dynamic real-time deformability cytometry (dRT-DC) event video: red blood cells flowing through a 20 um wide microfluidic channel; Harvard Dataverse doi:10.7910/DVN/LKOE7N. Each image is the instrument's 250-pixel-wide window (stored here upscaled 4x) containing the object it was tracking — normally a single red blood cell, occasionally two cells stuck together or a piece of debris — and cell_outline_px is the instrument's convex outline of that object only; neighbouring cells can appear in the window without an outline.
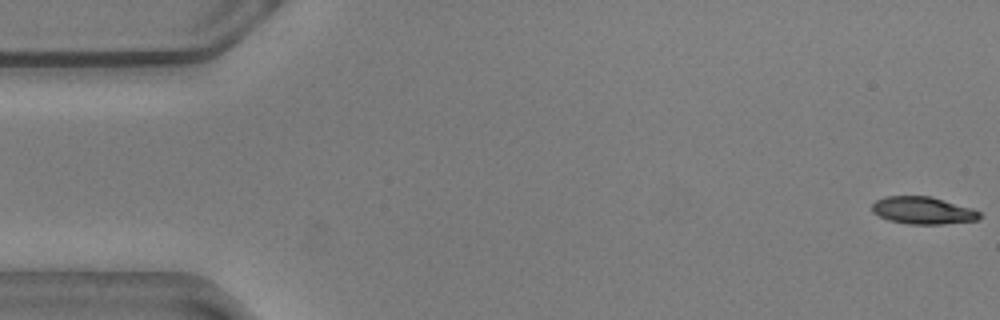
{"species": "common noctule bat (a hibernating species)", "species_latin": "Nyctalus noctula", "temperature_condition": "warm", "stored_images_in_passage": 56, "camera_frame_rate_fps": 3000, "um_per_image_px": 0.085, "animal": {"sex": "male", "body_mass_g": 20.5, "forearm_length_mm": 52.5}, "frame": {"image": 1, "passage_image": 1, "time_ms": 0.0, "image_size_px": [1000, 320], "cell_outline_px": [[980, 216], [976, 220], [944, 224], [908, 224], [888, 220], [872, 212], [872, 204], [876, 200], [884, 196], [928, 196], [972, 208], [980, 212]], "centroid_in_image_um": [78.41, 17.89], "position_along_channel_um": 6.6, "area_um2": 16.99}}
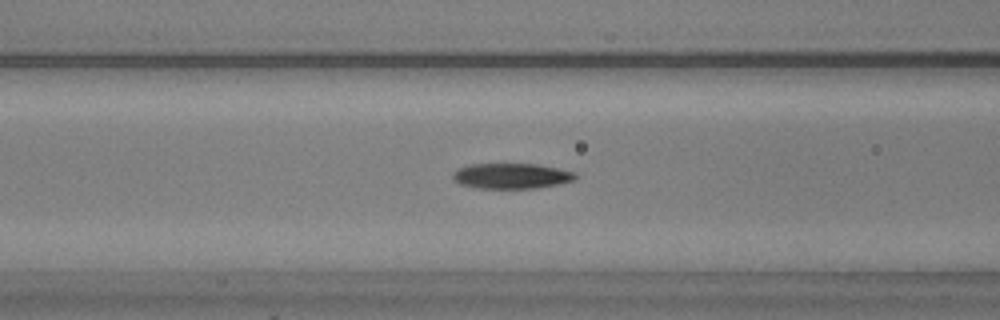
{"frame": {"image": 2, "passage_image": 22, "time_ms": 7.0, "image_size_px": [1000, 320], "cell_outline_px": [[576, 180], [560, 184], [536, 188], [476, 188], [460, 184], [452, 180], [452, 172], [460, 168], [472, 164], [536, 164], [560, 168], [576, 172]], "centroid_in_image_um": [43.49, 14.96], "position_along_channel_um": 123.1, "area_um2": 18.32}}
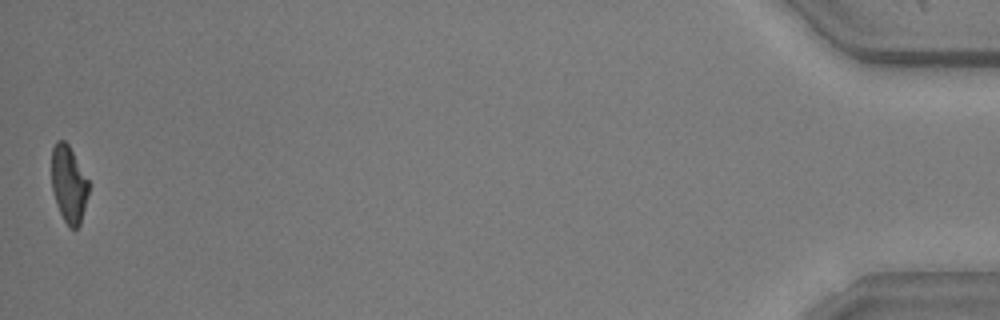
{"frame": {"image": 3, "passage_image": 56, "time_ms": 18.333, "image_size_px": [1000, 320], "cell_outline_px": [[88, 196], [80, 224], [76, 228], [68, 228], [56, 204], [52, 192], [52, 148], [56, 140], [64, 140], [68, 144], [88, 180]], "centroid_in_image_um": [5.83, 15.67], "position_along_channel_um": 429.4, "area_um2": 16.53}, "authors_computed_cell_mechanics": {"area_um2": 18.2359, "velocity_mm_per_s": 3.5826, "shape_relaxation_time_tau1_ms": 4.1665, "shape_relaxation_time_tau2_ms": 4.7512, "deformation_change_tau1": 0.1752, "deformation_change_tau2": 0.1273}}